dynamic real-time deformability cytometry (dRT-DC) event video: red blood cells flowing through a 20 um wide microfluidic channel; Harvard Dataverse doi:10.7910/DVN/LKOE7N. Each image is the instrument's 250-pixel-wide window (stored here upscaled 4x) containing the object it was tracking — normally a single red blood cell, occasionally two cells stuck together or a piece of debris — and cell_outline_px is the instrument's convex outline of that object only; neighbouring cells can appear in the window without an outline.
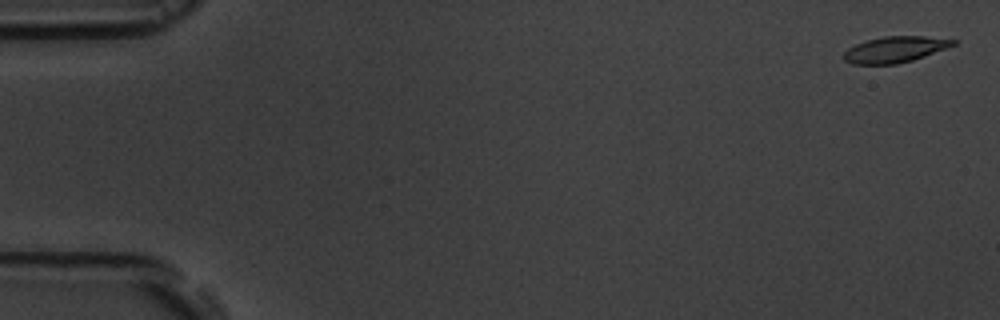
{"species": "common noctule bat (a hibernating species)", "species_latin": "Nyctalus noctula", "temperature_condition": "room temperature", "stored_images_in_passage": 5, "camera_frame_rate_fps": 3000, "um_per_image_px": 0.085, "animal": {"sex": "male", "body_mass_g": 19.5, "forearm_length_mm": 54.6}, "frame": {"image": 1, "passage_image": 1, "time_ms": 0.0, "image_size_px": [1000, 320], "cell_outline_px": [[956, 44], [924, 56], [912, 60], [896, 64], [852, 64], [844, 60], [844, 52], [848, 48], [856, 44], [868, 40], [884, 36], [924, 36], [956, 40]], "centroid_in_image_um": [76.05, 4.2], "position_along_channel_um": 9.0, "area_um2": 16.36}}
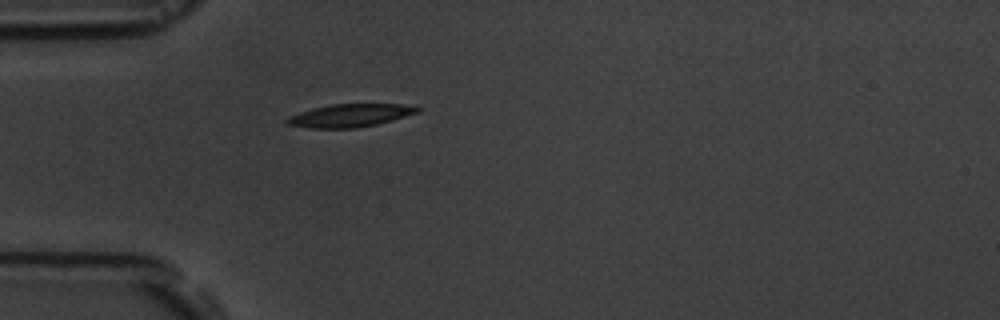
{"frame": {"image": 2, "passage_image": 5, "time_ms": 5.0, "image_size_px": [1000, 320], "cell_outline_px": [[420, 112], [392, 120], [376, 124], [356, 128], [312, 128], [288, 124], [284, 120], [288, 116], [312, 108], [332, 104], [400, 104], [420, 108]], "centroid_in_image_um": [29.73, 9.81], "position_along_channel_um": 55.3, "area_um2": 17.28}}